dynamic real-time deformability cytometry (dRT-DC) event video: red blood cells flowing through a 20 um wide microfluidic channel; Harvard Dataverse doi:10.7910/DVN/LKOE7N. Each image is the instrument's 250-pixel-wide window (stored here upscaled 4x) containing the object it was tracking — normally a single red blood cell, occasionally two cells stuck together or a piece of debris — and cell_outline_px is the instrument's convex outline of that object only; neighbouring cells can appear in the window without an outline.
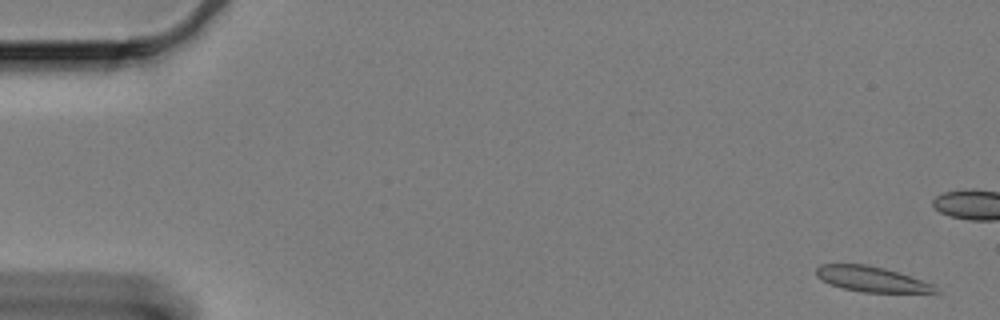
{"species": "Egyptian fruit bat (a non-hibernating species)", "species_latin": "Rousettus aegyptiacus", "temperature_condition": "cold", "stored_images_in_passage": 62, "camera_frame_rate_fps": 3000, "um_per_image_px": 0.085, "animal": {"sex": "female"}, "frame": {"image": 1, "passage_image": 3, "time_ms": 0.667, "image_size_px": [1000, 320], "cell_outline_px": [[940, 292], [936, 296], [864, 292], [844, 288], [832, 284], [816, 276], [816, 268], [820, 264], [868, 264], [884, 268], [932, 284], [940, 288]], "centroid_in_image_um": [74.29, 23.79], "position_along_channel_um": 10.7, "area_um2": 18.26}}
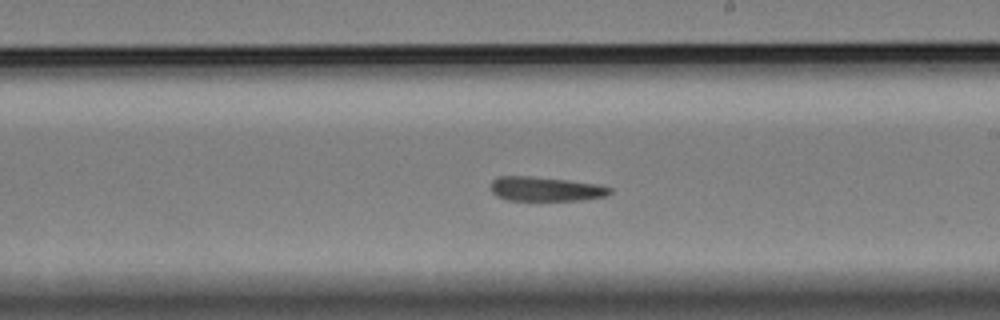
{"frame": {"image": 2, "passage_image": 36, "time_ms": 11.667, "image_size_px": [1000, 320], "cell_outline_px": [[612, 192], [608, 196], [580, 200], [508, 200], [496, 196], [492, 192], [488, 184], [496, 176], [528, 176], [568, 180], [596, 184], [612, 188]], "centroid_in_image_um": [46.33, 16.06], "position_along_channel_um": 242.7, "area_um2": 17.05}}
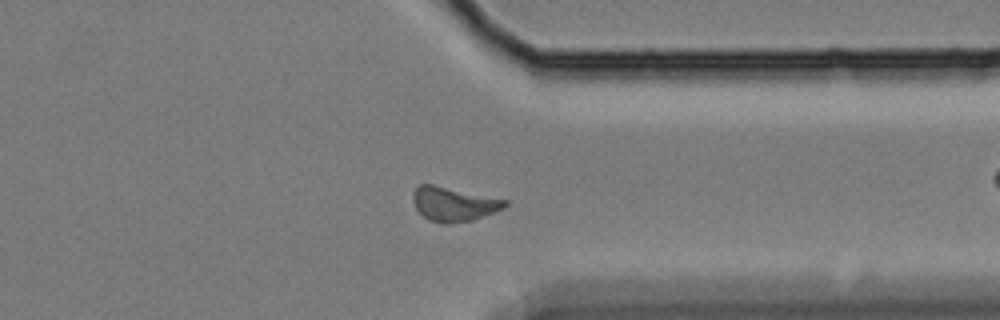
{"frame": {"image": 3, "passage_image": 48, "time_ms": 15.667, "image_size_px": [1000, 320], "cell_outline_px": [[508, 204], [504, 208], [496, 212], [472, 220], [452, 224], [440, 224], [428, 220], [416, 208], [412, 200], [412, 192], [420, 184], [432, 184], [508, 200]], "centroid_in_image_um": [38.56, 17.36], "position_along_channel_um": 372.8, "area_um2": 18.5}, "authors_computed_cell_mechanics": {"area_um2": 17.8602, "velocity_mm_per_s": 3.2887, "shape_relaxation_time_tau1_ms": 8.5401, "shape_relaxation_time_tau2_ms": null, "deformation_change_tau1": 0.1882, "deformation_change_tau2": null}}